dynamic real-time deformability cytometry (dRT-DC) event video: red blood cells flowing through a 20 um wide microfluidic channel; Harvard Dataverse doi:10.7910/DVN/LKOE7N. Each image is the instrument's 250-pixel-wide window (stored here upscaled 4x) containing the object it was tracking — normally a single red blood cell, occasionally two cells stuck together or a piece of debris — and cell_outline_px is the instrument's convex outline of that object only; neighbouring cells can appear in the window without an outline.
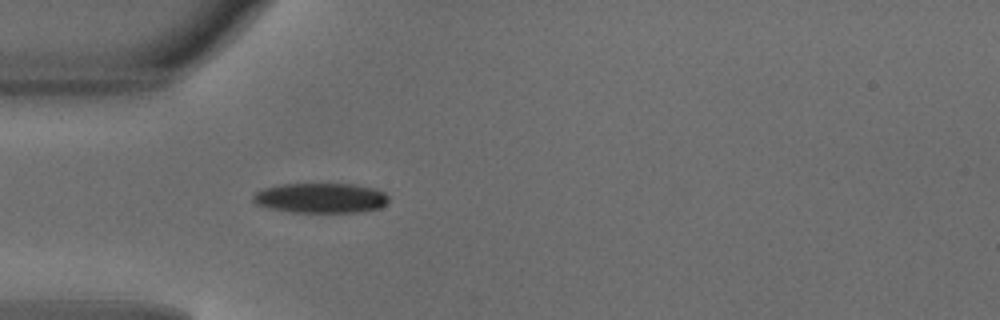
{"species": "common noctule bat (a hibernating species)", "species_latin": "Nyctalus noctula", "temperature_condition": "warm", "stored_images_in_passage": 40, "camera_frame_rate_fps": 3000, "um_per_image_px": 0.085, "animal": {"sex": "male", "body_mass_g": 18.8}, "frame": {"image": 1, "passage_image": 6, "time_ms": 1.667, "image_size_px": [1000, 320], "cell_outline_px": [[388, 200], [380, 208], [360, 212], [292, 212], [268, 208], [256, 204], [252, 200], [252, 196], [256, 192], [264, 188], [280, 184], [352, 184], [372, 188], [384, 192], [388, 196]], "centroid_in_image_um": [27.23, 16.83], "position_along_channel_um": 57.8, "area_um2": 23.64}}
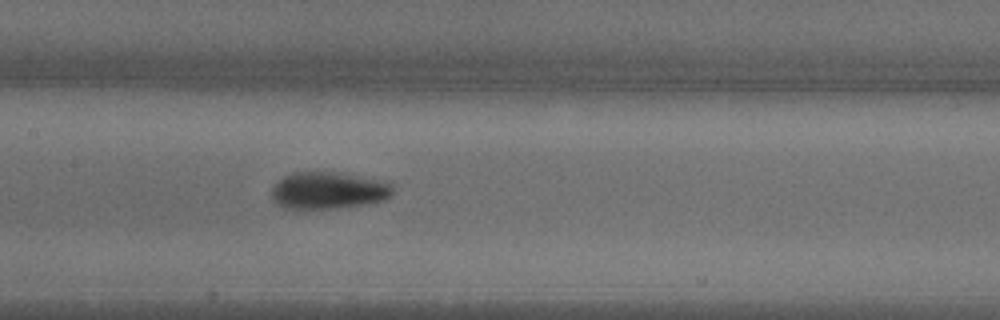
{"frame": {"image": 2, "passage_image": 15, "time_ms": 4.667, "image_size_px": [1000, 320], "cell_outline_px": [[392, 196], [388, 200], [368, 204], [340, 208], [284, 208], [272, 200], [272, 188], [284, 176], [292, 172], [328, 172], [376, 180], [388, 184], [392, 188]], "centroid_in_image_um": [27.88, 16.22], "position_along_channel_um": 179.5, "area_um2": 25.66}}
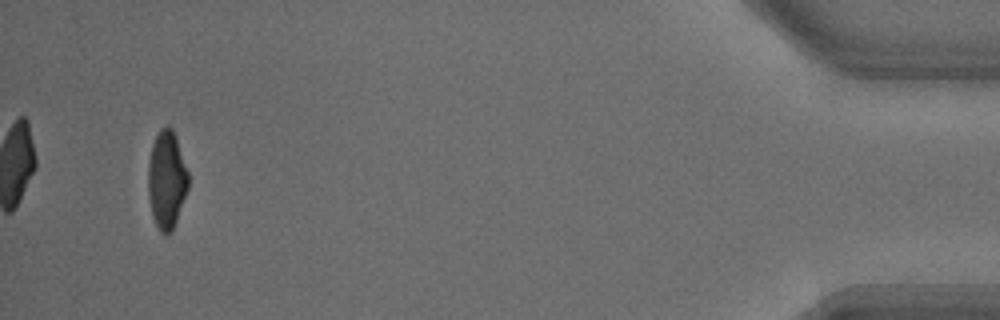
{"frame": {"image": 3, "passage_image": 38, "time_ms": 12.333, "image_size_px": [1000, 320], "cell_outline_px": [[188, 188], [172, 232], [164, 236], [160, 232], [152, 216], [148, 196], [148, 164], [152, 144], [160, 128], [168, 124], [172, 128], [176, 136], [188, 172]], "centroid_in_image_um": [14.16, 15.28], "position_along_channel_um": 421.0, "area_um2": 23.06}, "authors_computed_cell_mechanics": {"area_um2": 24.1604, "velocity_mm_per_s": 4.1602, "shape_relaxation_time_tau1_ms": 3.1672, "shape_relaxation_time_tau2_ms": 2.989, "deformation_change_tau1": 0.1561, "deformation_change_tau2": 0.0738}}